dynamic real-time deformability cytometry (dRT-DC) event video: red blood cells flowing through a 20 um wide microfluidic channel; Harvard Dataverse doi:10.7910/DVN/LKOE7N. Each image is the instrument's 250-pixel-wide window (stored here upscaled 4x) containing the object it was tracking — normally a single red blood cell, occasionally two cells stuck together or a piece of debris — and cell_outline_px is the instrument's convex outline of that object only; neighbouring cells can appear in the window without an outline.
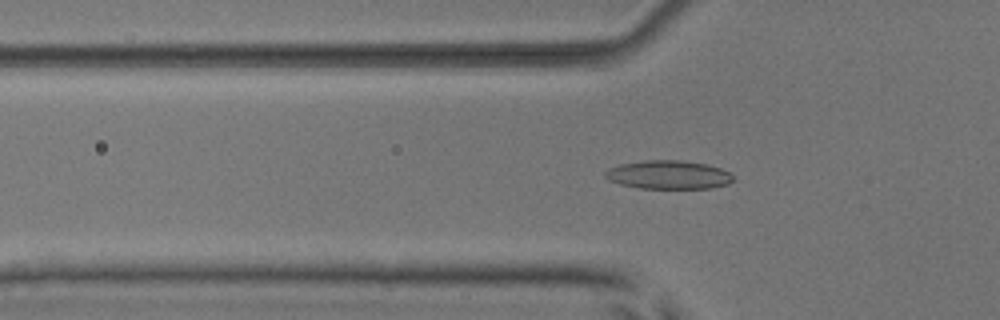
{"species": "common noctule bat (a hibernating species)", "species_latin": "Nyctalus noctula", "temperature_condition": "room temperature", "stored_images_in_passage": 37, "camera_frame_rate_fps": 3000, "um_per_image_px": 0.085, "animal": {"sex": "male", "body_mass_g": 17.9, "forearm_length_mm": 54.2}, "frame": {"image": 1, "passage_image": 7, "time_ms": 2.0, "image_size_px": [1000, 320], "cell_outline_px": [[732, 180], [728, 184], [712, 188], [640, 188], [620, 184], [608, 180], [604, 176], [604, 172], [608, 168], [620, 164], [644, 160], [680, 160], [708, 164], [720, 168], [728, 172], [732, 176]], "centroid_in_image_um": [56.78, 14.85], "position_along_channel_um": 69.0, "area_um2": 21.33}}
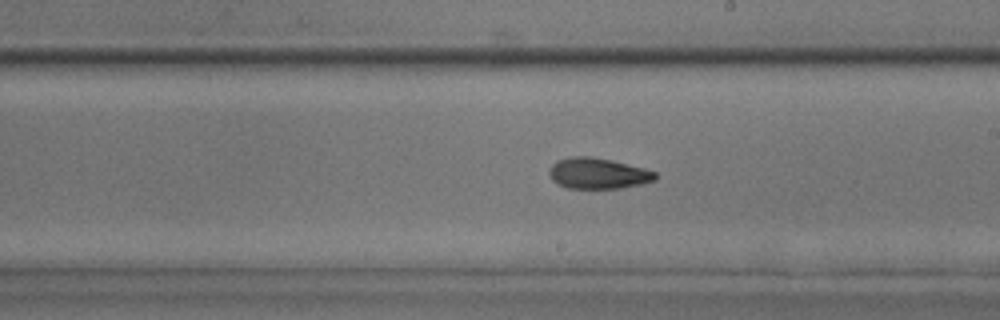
{"frame": {"image": 2, "passage_image": 20, "time_ms": 6.333, "image_size_px": [1000, 320], "cell_outline_px": [[656, 180], [640, 184], [620, 188], [568, 188], [556, 184], [552, 180], [548, 172], [552, 164], [556, 160], [572, 156], [592, 156], [612, 160], [644, 168], [656, 172]], "centroid_in_image_um": [50.8, 14.73], "position_along_channel_um": 238.2, "area_um2": 19.19}}
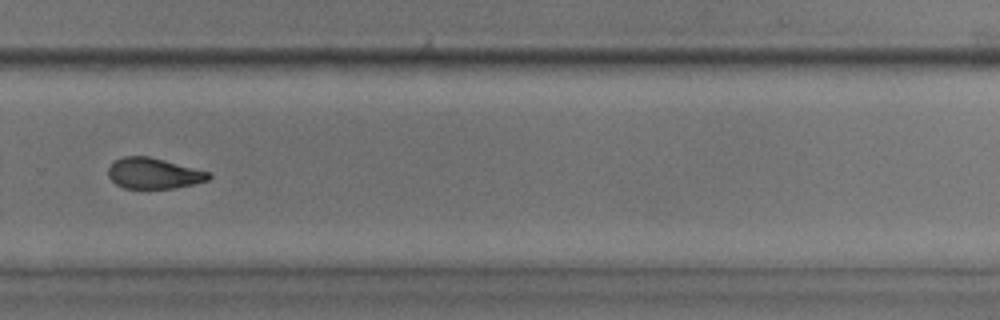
{"frame": {"image": 3, "passage_image": 26, "time_ms": 8.333, "image_size_px": [1000, 320], "cell_outline_px": [[212, 176], [208, 180], [192, 184], [172, 188], [124, 188], [116, 184], [108, 176], [108, 168], [112, 160], [124, 156], [148, 156], [212, 172]], "centroid_in_image_um": [13.05, 14.72], "position_along_channel_um": 316.8, "area_um2": 18.09}, "authors_computed_cell_mechanics": {"area_um2": 18.8428, "velocity_mm_per_s": 3.9226, "shape_relaxation_time_tau1_ms": null, "shape_relaxation_time_tau2_ms": 2.6245, "deformation_change_tau1": null, "deformation_change_tau2": 0.0917}}